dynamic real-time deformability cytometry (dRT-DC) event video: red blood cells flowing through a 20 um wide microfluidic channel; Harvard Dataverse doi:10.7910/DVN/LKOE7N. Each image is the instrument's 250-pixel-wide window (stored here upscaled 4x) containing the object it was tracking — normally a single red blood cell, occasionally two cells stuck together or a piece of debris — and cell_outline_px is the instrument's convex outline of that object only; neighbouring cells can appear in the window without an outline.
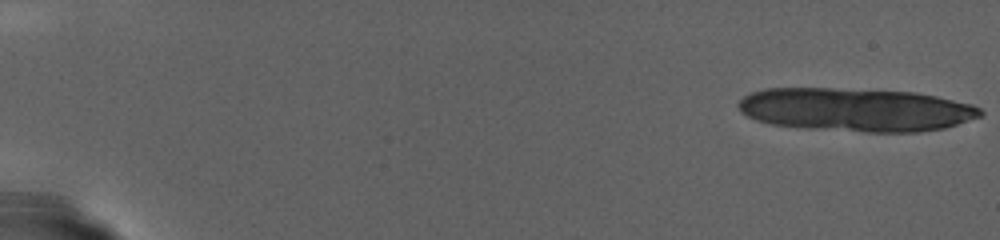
{"species": "human", "species_latin": "Homo sapiens", "temperature_condition": "warm", "stored_images_in_passage": 30, "camera_frame_rate_fps": 3000, "um_per_image_px": 0.085, "donor": {"sex": "female"}, "frame": {"image": 1, "passage_image": 1, "time_ms": 0.0, "image_size_px": [1000, 240], "cell_outline_px": [[984, 112], [980, 116], [944, 128], [920, 132], [868, 132], [804, 128], [772, 124], [756, 120], [748, 116], [736, 104], [744, 96], [752, 92], [764, 88], [832, 88], [916, 92], [936, 96], [972, 104], [980, 108]], "centroid_in_image_um": [72.75, 9.32], "position_along_channel_um": 12.3, "area_um2": 61.09}}